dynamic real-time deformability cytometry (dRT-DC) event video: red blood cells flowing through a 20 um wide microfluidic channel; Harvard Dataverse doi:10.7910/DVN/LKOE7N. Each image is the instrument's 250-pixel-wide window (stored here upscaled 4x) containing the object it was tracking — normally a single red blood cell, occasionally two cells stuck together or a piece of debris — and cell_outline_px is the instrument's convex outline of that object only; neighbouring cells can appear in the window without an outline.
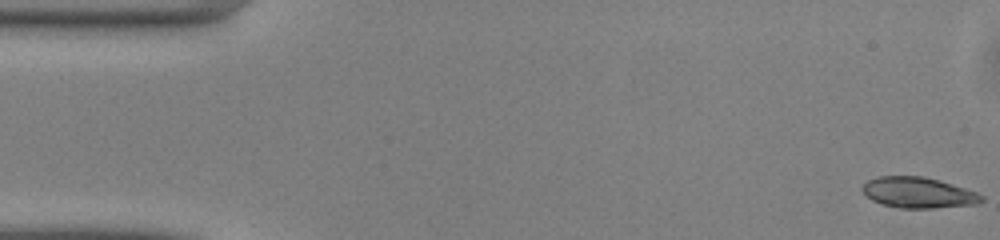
{"species": "common noctule bat (a hibernating species)", "species_latin": "Nyctalus noctula", "temperature_condition": "warm", "stored_images_in_passage": 49, "camera_frame_rate_fps": 3000, "um_per_image_px": 0.085, "animal": {"sex": "male", "body_mass_g": 13.0, "forearm_length_mm": 53.1}, "frame": {"image": 1, "passage_image": 1, "time_ms": 0.0, "image_size_px": [1000, 240], "cell_outline_px": [[984, 200], [976, 204], [932, 208], [900, 208], [880, 204], [872, 200], [860, 188], [868, 180], [876, 176], [924, 176], [940, 180], [976, 192], [984, 196]], "centroid_in_image_um": [78.04, 16.37], "position_along_channel_um": 7.0, "area_um2": 21.39}}
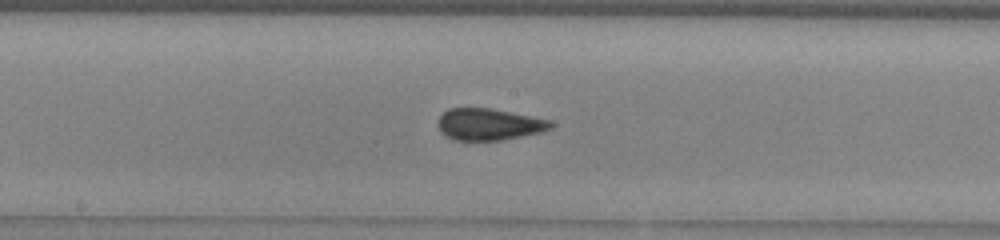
{"frame": {"image": 2, "passage_image": 25, "time_ms": 8.0, "image_size_px": [1000, 240], "cell_outline_px": [[552, 128], [540, 132], [500, 140], [456, 140], [440, 132], [436, 124], [440, 116], [448, 108], [488, 108], [548, 120], [552, 124]], "centroid_in_image_um": [41.49, 10.57], "position_along_channel_um": 206.7, "area_um2": 20.4}}
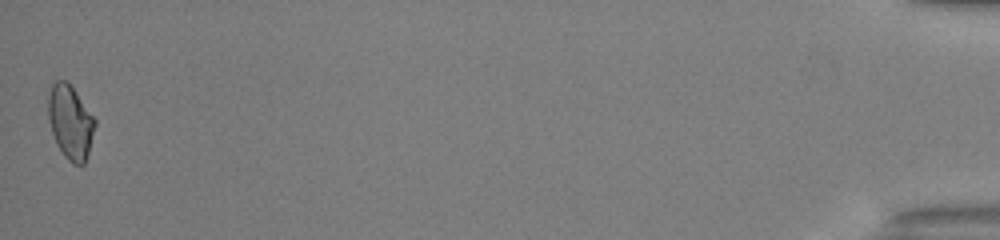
{"frame": {"image": 3, "passage_image": 49, "time_ms": 16.0, "image_size_px": [1000, 240], "cell_outline_px": [[96, 124], [88, 156], [84, 164], [72, 164], [64, 156], [52, 132], [48, 120], [48, 96], [52, 84], [56, 80], [64, 80], [76, 92], [96, 120]], "centroid_in_image_um": [5.99, 10.39], "position_along_channel_um": 429.2, "area_um2": 19.94}, "authors_computed_cell_mechanics": {"area_um2": 20.8658, "velocity_mm_per_s": 4.1179, "shape_relaxation_time_tau1_ms": null, "shape_relaxation_time_tau2_ms": 0.8213, "deformation_change_tau1": null, "deformation_change_tau2": 0.0544}}